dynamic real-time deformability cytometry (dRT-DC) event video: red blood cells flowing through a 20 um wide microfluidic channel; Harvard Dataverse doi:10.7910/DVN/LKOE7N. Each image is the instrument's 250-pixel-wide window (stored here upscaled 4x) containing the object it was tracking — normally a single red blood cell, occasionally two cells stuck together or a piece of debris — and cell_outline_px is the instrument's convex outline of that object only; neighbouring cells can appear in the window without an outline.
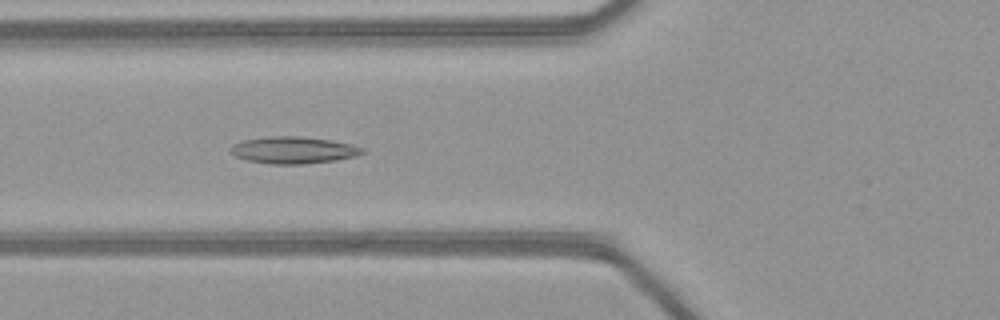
{"species": "common noctule bat (a hibernating species)", "species_latin": "Nyctalus noctula", "temperature_condition": "warm", "stored_images_in_passage": 49, "camera_frame_rate_fps": 3000, "um_per_image_px": 0.085, "animal": {"sex": "female", "body_mass_g": 21.9}, "frame": {"image": 1, "passage_image": 19, "time_ms": 6.0, "image_size_px": [1000, 320], "cell_outline_px": [[364, 152], [356, 156], [336, 160], [304, 164], [272, 164], [248, 160], [236, 156], [228, 152], [228, 148], [232, 144], [244, 140], [268, 136], [300, 136], [332, 140], [352, 144], [364, 148]], "centroid_in_image_um": [24.93, 12.75], "position_along_channel_um": 100.9, "area_um2": 20.81}}
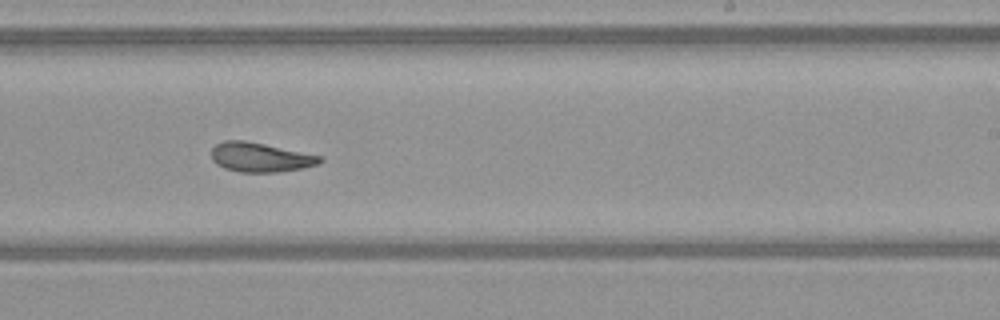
{"frame": {"image": 2, "passage_image": 31, "time_ms": 10.0, "image_size_px": [1000, 320], "cell_outline_px": [[324, 160], [320, 164], [304, 168], [276, 172], [240, 172], [224, 168], [216, 164], [212, 160], [212, 148], [216, 144], [224, 140], [244, 140], [324, 156]], "centroid_in_image_um": [22.16, 13.37], "position_along_channel_um": 266.8, "area_um2": 18.73}}
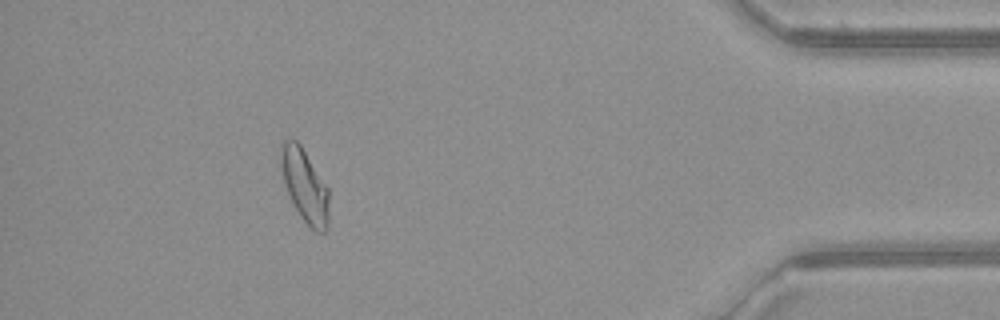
{"frame": {"image": 3, "passage_image": 45, "time_ms": 14.667, "image_size_px": [1000, 320], "cell_outline_px": [[328, 228], [324, 232], [316, 232], [300, 216], [292, 204], [284, 184], [280, 164], [280, 144], [284, 140], [296, 140], [300, 144], [328, 188]], "centroid_in_image_um": [25.88, 15.78], "position_along_channel_um": 409.3, "area_um2": 20.4}, "authors_computed_cell_mechanics": {"area_um2": 20.1144, "velocity_mm_per_s": 4.1419, "shape_relaxation_time_tau1_ms": null, "shape_relaxation_time_tau2_ms": 1.8263, "deformation_change_tau1": null, "deformation_change_tau2": 0.0852}}